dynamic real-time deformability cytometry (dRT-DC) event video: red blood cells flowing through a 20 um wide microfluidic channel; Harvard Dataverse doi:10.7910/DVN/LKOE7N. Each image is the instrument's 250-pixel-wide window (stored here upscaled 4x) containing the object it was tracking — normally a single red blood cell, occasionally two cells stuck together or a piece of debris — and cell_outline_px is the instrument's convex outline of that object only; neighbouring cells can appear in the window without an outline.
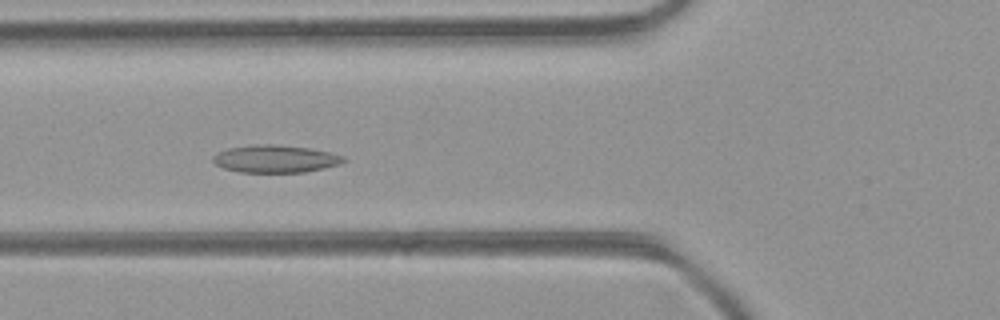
{"species": "common noctule bat (a hibernating species)", "species_latin": "Nyctalus noctula", "temperature_condition": "room temperature", "stored_images_in_passage": 49, "camera_frame_rate_fps": 3000, "um_per_image_px": 0.085, "animal": {"sex": "female", "body_mass_g": 21.9}, "frame": {"image": 1, "passage_image": 18, "time_ms": 5.667, "image_size_px": [1000, 320], "cell_outline_px": [[348, 160], [340, 164], [324, 168], [304, 172], [240, 172], [224, 168], [216, 164], [212, 160], [212, 156], [228, 148], [256, 144], [272, 144], [308, 148], [328, 152], [344, 156]], "centroid_in_image_um": [23.42, 13.5], "position_along_channel_um": 102.4, "area_um2": 20.81}}
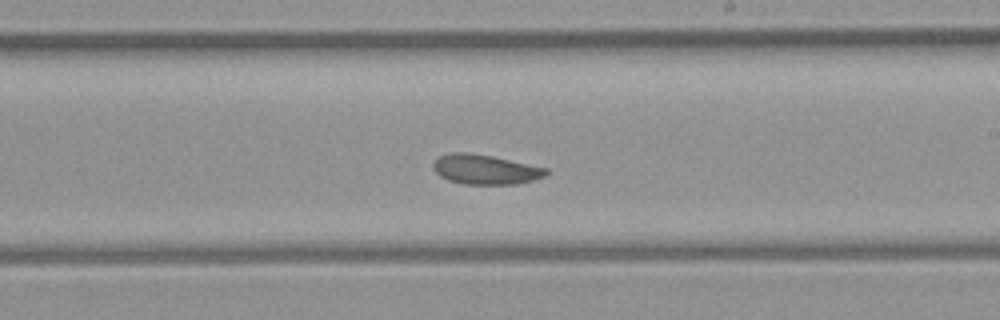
{"frame": {"image": 2, "passage_image": 28, "time_ms": 9.0, "image_size_px": [1000, 320], "cell_outline_px": [[548, 172], [544, 176], [532, 180], [516, 184], [464, 184], [448, 180], [440, 176], [432, 168], [432, 164], [440, 156], [452, 152], [468, 152], [492, 156], [548, 168]], "centroid_in_image_um": [41.23, 14.4], "position_along_channel_um": 247.8, "area_um2": 19.48}}
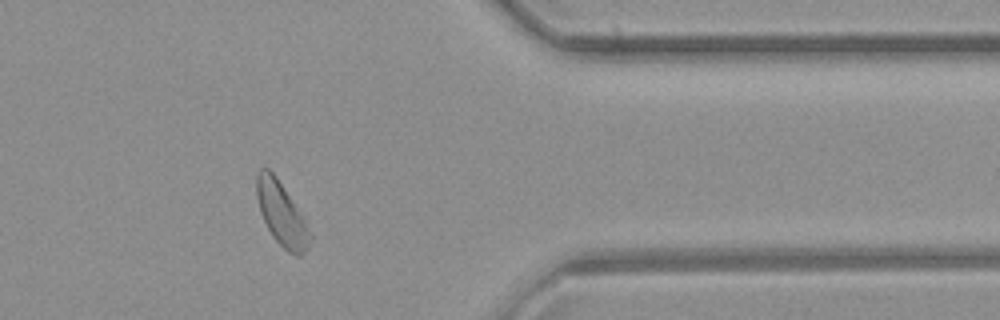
{"frame": {"image": 3, "passage_image": 39, "time_ms": 12.667, "image_size_px": [1000, 320], "cell_outline_px": [[312, 240], [308, 248], [300, 256], [296, 256], [288, 252], [272, 236], [260, 212], [256, 196], [256, 176], [260, 168], [268, 168], [276, 176], [300, 212], [312, 236]], "centroid_in_image_um": [23.93, 18.19], "position_along_channel_um": 387.5, "area_um2": 19.54}}